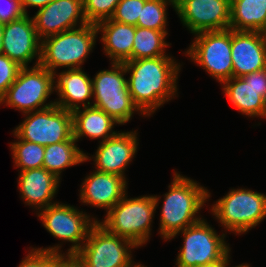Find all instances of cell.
<instances>
[{
	"label": "cell",
	"mask_w": 266,
	"mask_h": 267,
	"mask_svg": "<svg viewBox=\"0 0 266 267\" xmlns=\"http://www.w3.org/2000/svg\"><path fill=\"white\" fill-rule=\"evenodd\" d=\"M128 88L134 104L143 116H150L165 102L176 96L181 64L172 57L136 59L123 62Z\"/></svg>",
	"instance_id": "6da1fadb"
},
{
	"label": "cell",
	"mask_w": 266,
	"mask_h": 267,
	"mask_svg": "<svg viewBox=\"0 0 266 267\" xmlns=\"http://www.w3.org/2000/svg\"><path fill=\"white\" fill-rule=\"evenodd\" d=\"M173 177L161 207L159 234L164 240L202 220L197 212L210 197L208 190L196 181L177 172Z\"/></svg>",
	"instance_id": "7a4b0ae2"
},
{
	"label": "cell",
	"mask_w": 266,
	"mask_h": 267,
	"mask_svg": "<svg viewBox=\"0 0 266 267\" xmlns=\"http://www.w3.org/2000/svg\"><path fill=\"white\" fill-rule=\"evenodd\" d=\"M125 196L98 223L109 233L132 241L137 247L148 242L151 222L158 207L157 195L127 198Z\"/></svg>",
	"instance_id": "3957f363"
},
{
	"label": "cell",
	"mask_w": 266,
	"mask_h": 267,
	"mask_svg": "<svg viewBox=\"0 0 266 267\" xmlns=\"http://www.w3.org/2000/svg\"><path fill=\"white\" fill-rule=\"evenodd\" d=\"M98 33L95 24L87 23L44 38L41 41L40 65L54 74L58 67L82 68L95 46Z\"/></svg>",
	"instance_id": "277c9868"
},
{
	"label": "cell",
	"mask_w": 266,
	"mask_h": 267,
	"mask_svg": "<svg viewBox=\"0 0 266 267\" xmlns=\"http://www.w3.org/2000/svg\"><path fill=\"white\" fill-rule=\"evenodd\" d=\"M211 212L228 232L244 234L266 217V195L250 189H231L212 205Z\"/></svg>",
	"instance_id": "5b68a950"
},
{
	"label": "cell",
	"mask_w": 266,
	"mask_h": 267,
	"mask_svg": "<svg viewBox=\"0 0 266 267\" xmlns=\"http://www.w3.org/2000/svg\"><path fill=\"white\" fill-rule=\"evenodd\" d=\"M110 70L99 71L94 78L92 106L103 110L113 117L119 125H125L135 111L140 110L134 104L129 92L125 66L123 63H111Z\"/></svg>",
	"instance_id": "8992f818"
},
{
	"label": "cell",
	"mask_w": 266,
	"mask_h": 267,
	"mask_svg": "<svg viewBox=\"0 0 266 267\" xmlns=\"http://www.w3.org/2000/svg\"><path fill=\"white\" fill-rule=\"evenodd\" d=\"M178 233L183 234L184 241L177 256V267H203L221 262L230 255L226 234L218 235L205 219L177 232L170 239Z\"/></svg>",
	"instance_id": "52a82bcc"
},
{
	"label": "cell",
	"mask_w": 266,
	"mask_h": 267,
	"mask_svg": "<svg viewBox=\"0 0 266 267\" xmlns=\"http://www.w3.org/2000/svg\"><path fill=\"white\" fill-rule=\"evenodd\" d=\"M54 79V73L40 64L31 68L22 67L16 80L0 99V104L5 103L23 114L51 107L55 100L46 102L55 90Z\"/></svg>",
	"instance_id": "ba28073f"
},
{
	"label": "cell",
	"mask_w": 266,
	"mask_h": 267,
	"mask_svg": "<svg viewBox=\"0 0 266 267\" xmlns=\"http://www.w3.org/2000/svg\"><path fill=\"white\" fill-rule=\"evenodd\" d=\"M82 247L74 254L85 267H139L132 261V241L109 233L98 222L90 229Z\"/></svg>",
	"instance_id": "9c48e42d"
},
{
	"label": "cell",
	"mask_w": 266,
	"mask_h": 267,
	"mask_svg": "<svg viewBox=\"0 0 266 267\" xmlns=\"http://www.w3.org/2000/svg\"><path fill=\"white\" fill-rule=\"evenodd\" d=\"M194 35L195 39L185 54L220 84L232 78L231 29L203 31Z\"/></svg>",
	"instance_id": "30bf717a"
},
{
	"label": "cell",
	"mask_w": 266,
	"mask_h": 267,
	"mask_svg": "<svg viewBox=\"0 0 266 267\" xmlns=\"http://www.w3.org/2000/svg\"><path fill=\"white\" fill-rule=\"evenodd\" d=\"M26 118L13 131L21 140L47 146L73 136L72 112L56 104L24 114Z\"/></svg>",
	"instance_id": "8fae6325"
},
{
	"label": "cell",
	"mask_w": 266,
	"mask_h": 267,
	"mask_svg": "<svg viewBox=\"0 0 266 267\" xmlns=\"http://www.w3.org/2000/svg\"><path fill=\"white\" fill-rule=\"evenodd\" d=\"M37 215L51 235L73 244L66 255H74L82 247L90 229L98 222L74 206L59 202L39 210Z\"/></svg>",
	"instance_id": "7c38bea8"
},
{
	"label": "cell",
	"mask_w": 266,
	"mask_h": 267,
	"mask_svg": "<svg viewBox=\"0 0 266 267\" xmlns=\"http://www.w3.org/2000/svg\"><path fill=\"white\" fill-rule=\"evenodd\" d=\"M231 0H175L180 21L193 34L229 29Z\"/></svg>",
	"instance_id": "4fadbf2b"
},
{
	"label": "cell",
	"mask_w": 266,
	"mask_h": 267,
	"mask_svg": "<svg viewBox=\"0 0 266 267\" xmlns=\"http://www.w3.org/2000/svg\"><path fill=\"white\" fill-rule=\"evenodd\" d=\"M222 84L224 94L240 113L266 118V68Z\"/></svg>",
	"instance_id": "5bb4252c"
},
{
	"label": "cell",
	"mask_w": 266,
	"mask_h": 267,
	"mask_svg": "<svg viewBox=\"0 0 266 267\" xmlns=\"http://www.w3.org/2000/svg\"><path fill=\"white\" fill-rule=\"evenodd\" d=\"M3 54L18 63L29 67L36 57L34 66L40 64L41 40L36 33L33 18L25 14L17 20L3 24Z\"/></svg>",
	"instance_id": "9a60e30c"
},
{
	"label": "cell",
	"mask_w": 266,
	"mask_h": 267,
	"mask_svg": "<svg viewBox=\"0 0 266 267\" xmlns=\"http://www.w3.org/2000/svg\"><path fill=\"white\" fill-rule=\"evenodd\" d=\"M33 21L38 38L59 34L87 24L83 11V0H53L38 9ZM79 23V24H78Z\"/></svg>",
	"instance_id": "2e32d148"
},
{
	"label": "cell",
	"mask_w": 266,
	"mask_h": 267,
	"mask_svg": "<svg viewBox=\"0 0 266 267\" xmlns=\"http://www.w3.org/2000/svg\"><path fill=\"white\" fill-rule=\"evenodd\" d=\"M136 131L119 132L100 142L94 156L95 169L99 172L119 175L125 178V169L137 152Z\"/></svg>",
	"instance_id": "e0dca14e"
},
{
	"label": "cell",
	"mask_w": 266,
	"mask_h": 267,
	"mask_svg": "<svg viewBox=\"0 0 266 267\" xmlns=\"http://www.w3.org/2000/svg\"><path fill=\"white\" fill-rule=\"evenodd\" d=\"M233 77L266 68V42L258 31L231 30Z\"/></svg>",
	"instance_id": "ac0fdd59"
},
{
	"label": "cell",
	"mask_w": 266,
	"mask_h": 267,
	"mask_svg": "<svg viewBox=\"0 0 266 267\" xmlns=\"http://www.w3.org/2000/svg\"><path fill=\"white\" fill-rule=\"evenodd\" d=\"M127 184L126 178L95 170L82 182L81 202L108 212L125 196Z\"/></svg>",
	"instance_id": "d6986e66"
},
{
	"label": "cell",
	"mask_w": 266,
	"mask_h": 267,
	"mask_svg": "<svg viewBox=\"0 0 266 267\" xmlns=\"http://www.w3.org/2000/svg\"><path fill=\"white\" fill-rule=\"evenodd\" d=\"M54 86L55 92L58 94L59 100L55 104L60 108L73 112L81 108L92 106L90 103L93 98L92 79L86 74L82 68L66 69L61 73H55ZM89 100V101H88Z\"/></svg>",
	"instance_id": "ffe728a7"
},
{
	"label": "cell",
	"mask_w": 266,
	"mask_h": 267,
	"mask_svg": "<svg viewBox=\"0 0 266 267\" xmlns=\"http://www.w3.org/2000/svg\"><path fill=\"white\" fill-rule=\"evenodd\" d=\"M60 179L45 168L28 169L19 172L18 187L26 205L42 210L52 204L58 191ZM53 202V203H52Z\"/></svg>",
	"instance_id": "44dd1931"
},
{
	"label": "cell",
	"mask_w": 266,
	"mask_h": 267,
	"mask_svg": "<svg viewBox=\"0 0 266 267\" xmlns=\"http://www.w3.org/2000/svg\"><path fill=\"white\" fill-rule=\"evenodd\" d=\"M98 32H102L104 52L110 57L111 63H123L132 60L135 26L122 24L111 19L99 22Z\"/></svg>",
	"instance_id": "7402d4cb"
},
{
	"label": "cell",
	"mask_w": 266,
	"mask_h": 267,
	"mask_svg": "<svg viewBox=\"0 0 266 267\" xmlns=\"http://www.w3.org/2000/svg\"><path fill=\"white\" fill-rule=\"evenodd\" d=\"M79 108L72 112L73 137L78 142L81 137L106 141L117 134L114 125L119 124L113 117L94 106Z\"/></svg>",
	"instance_id": "603a6c76"
},
{
	"label": "cell",
	"mask_w": 266,
	"mask_h": 267,
	"mask_svg": "<svg viewBox=\"0 0 266 267\" xmlns=\"http://www.w3.org/2000/svg\"><path fill=\"white\" fill-rule=\"evenodd\" d=\"M266 25V0H231L229 29L258 31Z\"/></svg>",
	"instance_id": "cb8c5ba5"
},
{
	"label": "cell",
	"mask_w": 266,
	"mask_h": 267,
	"mask_svg": "<svg viewBox=\"0 0 266 267\" xmlns=\"http://www.w3.org/2000/svg\"><path fill=\"white\" fill-rule=\"evenodd\" d=\"M72 136L69 140L45 146L43 168L61 180L62 170L90 160L91 157L76 145Z\"/></svg>",
	"instance_id": "d4e9b609"
},
{
	"label": "cell",
	"mask_w": 266,
	"mask_h": 267,
	"mask_svg": "<svg viewBox=\"0 0 266 267\" xmlns=\"http://www.w3.org/2000/svg\"><path fill=\"white\" fill-rule=\"evenodd\" d=\"M167 35L168 31L135 26L132 60L168 56L165 53V48L169 46L165 41Z\"/></svg>",
	"instance_id": "484cf974"
},
{
	"label": "cell",
	"mask_w": 266,
	"mask_h": 267,
	"mask_svg": "<svg viewBox=\"0 0 266 267\" xmlns=\"http://www.w3.org/2000/svg\"><path fill=\"white\" fill-rule=\"evenodd\" d=\"M17 141L10 143L14 164L20 171L43 167L45 146L21 140L13 133Z\"/></svg>",
	"instance_id": "4316f807"
},
{
	"label": "cell",
	"mask_w": 266,
	"mask_h": 267,
	"mask_svg": "<svg viewBox=\"0 0 266 267\" xmlns=\"http://www.w3.org/2000/svg\"><path fill=\"white\" fill-rule=\"evenodd\" d=\"M175 9V0H146L138 17L137 26L157 31H167V5Z\"/></svg>",
	"instance_id": "83f0119b"
},
{
	"label": "cell",
	"mask_w": 266,
	"mask_h": 267,
	"mask_svg": "<svg viewBox=\"0 0 266 267\" xmlns=\"http://www.w3.org/2000/svg\"><path fill=\"white\" fill-rule=\"evenodd\" d=\"M120 0H83V11L88 23L97 25L110 19Z\"/></svg>",
	"instance_id": "f1b7e54d"
},
{
	"label": "cell",
	"mask_w": 266,
	"mask_h": 267,
	"mask_svg": "<svg viewBox=\"0 0 266 267\" xmlns=\"http://www.w3.org/2000/svg\"><path fill=\"white\" fill-rule=\"evenodd\" d=\"M58 244L48 248H32L18 267H55L57 258L62 255Z\"/></svg>",
	"instance_id": "f546056e"
},
{
	"label": "cell",
	"mask_w": 266,
	"mask_h": 267,
	"mask_svg": "<svg viewBox=\"0 0 266 267\" xmlns=\"http://www.w3.org/2000/svg\"><path fill=\"white\" fill-rule=\"evenodd\" d=\"M145 1L146 0H120L110 19L122 24L137 26L141 7L144 6Z\"/></svg>",
	"instance_id": "4dcf8cb0"
},
{
	"label": "cell",
	"mask_w": 266,
	"mask_h": 267,
	"mask_svg": "<svg viewBox=\"0 0 266 267\" xmlns=\"http://www.w3.org/2000/svg\"><path fill=\"white\" fill-rule=\"evenodd\" d=\"M22 67L5 54H0V99L16 80Z\"/></svg>",
	"instance_id": "1f68e13d"
},
{
	"label": "cell",
	"mask_w": 266,
	"mask_h": 267,
	"mask_svg": "<svg viewBox=\"0 0 266 267\" xmlns=\"http://www.w3.org/2000/svg\"><path fill=\"white\" fill-rule=\"evenodd\" d=\"M23 15L25 14L20 0H0V23L4 24L17 20Z\"/></svg>",
	"instance_id": "d6a6232c"
},
{
	"label": "cell",
	"mask_w": 266,
	"mask_h": 267,
	"mask_svg": "<svg viewBox=\"0 0 266 267\" xmlns=\"http://www.w3.org/2000/svg\"><path fill=\"white\" fill-rule=\"evenodd\" d=\"M55 267H85L75 255H59Z\"/></svg>",
	"instance_id": "836d02e7"
},
{
	"label": "cell",
	"mask_w": 266,
	"mask_h": 267,
	"mask_svg": "<svg viewBox=\"0 0 266 267\" xmlns=\"http://www.w3.org/2000/svg\"><path fill=\"white\" fill-rule=\"evenodd\" d=\"M53 0H20V4L24 14H28L27 7H37L38 9L45 7Z\"/></svg>",
	"instance_id": "e575fe53"
},
{
	"label": "cell",
	"mask_w": 266,
	"mask_h": 267,
	"mask_svg": "<svg viewBox=\"0 0 266 267\" xmlns=\"http://www.w3.org/2000/svg\"><path fill=\"white\" fill-rule=\"evenodd\" d=\"M3 23H0V54H3Z\"/></svg>",
	"instance_id": "d590c367"
},
{
	"label": "cell",
	"mask_w": 266,
	"mask_h": 267,
	"mask_svg": "<svg viewBox=\"0 0 266 267\" xmlns=\"http://www.w3.org/2000/svg\"><path fill=\"white\" fill-rule=\"evenodd\" d=\"M225 266H226V259L216 264H210L203 267H225Z\"/></svg>",
	"instance_id": "8d00e7d4"
},
{
	"label": "cell",
	"mask_w": 266,
	"mask_h": 267,
	"mask_svg": "<svg viewBox=\"0 0 266 267\" xmlns=\"http://www.w3.org/2000/svg\"><path fill=\"white\" fill-rule=\"evenodd\" d=\"M229 259H231L229 256L226 258V266L225 267H228V265H229ZM235 267H250L248 264H245L244 265V263L243 264H239L238 266H235Z\"/></svg>",
	"instance_id": "74e56055"
},
{
	"label": "cell",
	"mask_w": 266,
	"mask_h": 267,
	"mask_svg": "<svg viewBox=\"0 0 266 267\" xmlns=\"http://www.w3.org/2000/svg\"><path fill=\"white\" fill-rule=\"evenodd\" d=\"M262 38L264 39V41L266 42V25L264 26V28L260 31Z\"/></svg>",
	"instance_id": "f35d334b"
}]
</instances>
